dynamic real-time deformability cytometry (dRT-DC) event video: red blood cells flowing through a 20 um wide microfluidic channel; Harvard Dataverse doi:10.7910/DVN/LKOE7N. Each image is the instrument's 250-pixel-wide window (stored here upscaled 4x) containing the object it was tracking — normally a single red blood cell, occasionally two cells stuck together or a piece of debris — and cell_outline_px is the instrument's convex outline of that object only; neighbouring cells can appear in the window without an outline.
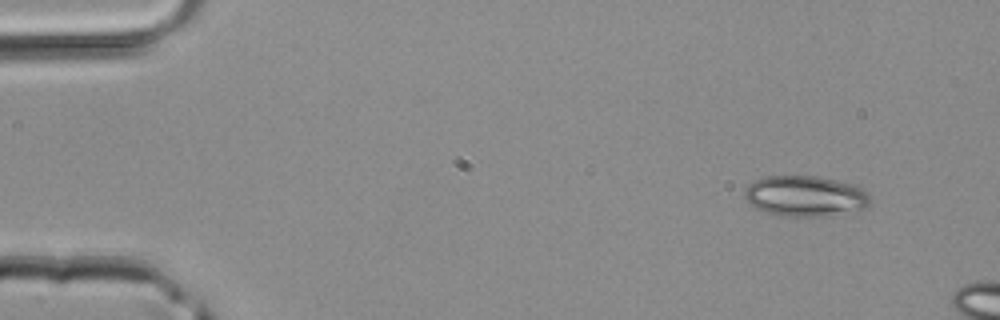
{"species": "common noctule bat (a hibernating species)", "species_latin": "Nyctalus noctula", "temperature_condition": "room temperature", "stored_images_in_passage": 4, "camera_frame_rate_fps": 3000, "um_per_image_px": 0.085, "animal": {"sex": "male", "body_mass_g": 20.4}, "frame": {"image": 1, "passage_image": 1, "time_ms": 0.0, "image_size_px": [1000, 320], "cell_outline_px": [[872, 200], [864, 208], [832, 216], [780, 216], [764, 212], [756, 208], [744, 196], [744, 188], [752, 180], [764, 176], [820, 176], [852, 184], [864, 188], [868, 192]], "centroid_in_image_um": [68.44, 16.66], "position_along_channel_um": 16.6, "area_um2": 30.17}}